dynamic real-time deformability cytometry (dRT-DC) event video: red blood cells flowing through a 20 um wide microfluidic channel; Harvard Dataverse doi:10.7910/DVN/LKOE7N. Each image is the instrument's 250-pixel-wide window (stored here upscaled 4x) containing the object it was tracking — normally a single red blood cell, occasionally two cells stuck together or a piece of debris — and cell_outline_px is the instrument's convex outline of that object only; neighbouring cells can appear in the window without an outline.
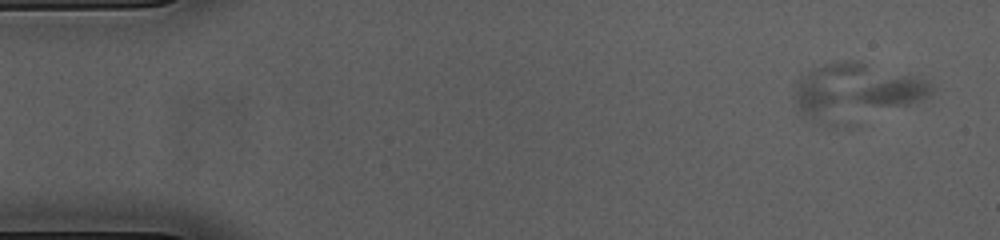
{"species": "common noctule bat (a hibernating species)", "species_latin": "Nyctalus noctula", "temperature_condition": "cold", "stored_images_in_passage": 2, "camera_frame_rate_fps": 3000, "um_per_image_px": 0.085, "animal": {"sex": "female", "body_mass_g": 23.0, "forearm_length_mm": 53.4}, "frame": {"image": 1, "passage_image": 1, "time_ms": 0.0, "image_size_px": [1000, 240], "cell_outline_px": [[936, 88], [932, 96], [924, 100], [848, 124], [832, 128], [820, 124], [800, 112], [796, 100], [796, 84], [800, 76], [824, 64], [844, 60], [860, 60], [928, 80]], "centroid_in_image_um": [72.8, 7.81], "position_along_channel_um": 12.2, "area_um2": 45.84}}